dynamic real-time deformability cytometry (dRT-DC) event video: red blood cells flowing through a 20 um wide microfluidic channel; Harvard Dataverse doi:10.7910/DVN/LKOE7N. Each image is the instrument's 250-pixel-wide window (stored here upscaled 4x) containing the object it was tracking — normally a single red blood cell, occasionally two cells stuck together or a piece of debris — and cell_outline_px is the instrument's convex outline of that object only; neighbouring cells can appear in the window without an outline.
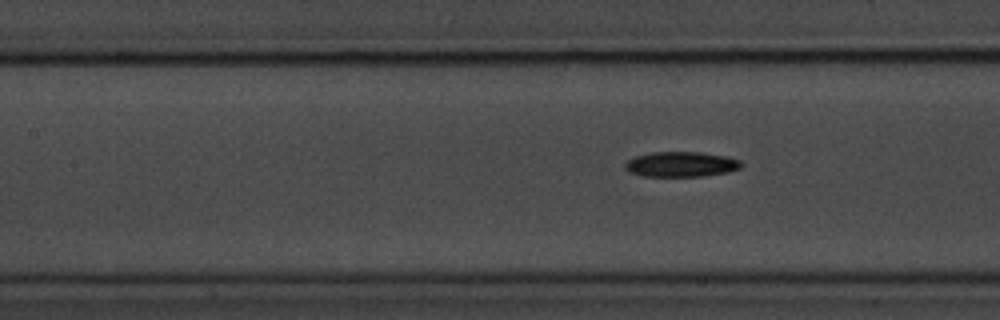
{"species": "common noctule bat (a hibernating species)", "species_latin": "Nyctalus noctula", "temperature_condition": "room temperature", "stored_images_in_passage": 8, "segment_of_instrument_passage": [2, 2], "camera_frame_rate_fps": 3000, "um_per_image_px": 0.085, "animal": {"sex": "male", "body_mass_g": 20.1, "forearm_length_mm": 53.5}, "frame": {"image": 1, "passage_image": 8, "time_ms": 9.0, "image_size_px": [1000, 320], "cell_outline_px": [[740, 168], [728, 172], [704, 176], [644, 176], [628, 172], [624, 168], [624, 164], [628, 160], [636, 156], [652, 152], [700, 152], [724, 156], [740, 160]], "centroid_in_image_um": [57.85, 13.97], "position_along_channel_um": 149.5, "area_um2": 16.94}}